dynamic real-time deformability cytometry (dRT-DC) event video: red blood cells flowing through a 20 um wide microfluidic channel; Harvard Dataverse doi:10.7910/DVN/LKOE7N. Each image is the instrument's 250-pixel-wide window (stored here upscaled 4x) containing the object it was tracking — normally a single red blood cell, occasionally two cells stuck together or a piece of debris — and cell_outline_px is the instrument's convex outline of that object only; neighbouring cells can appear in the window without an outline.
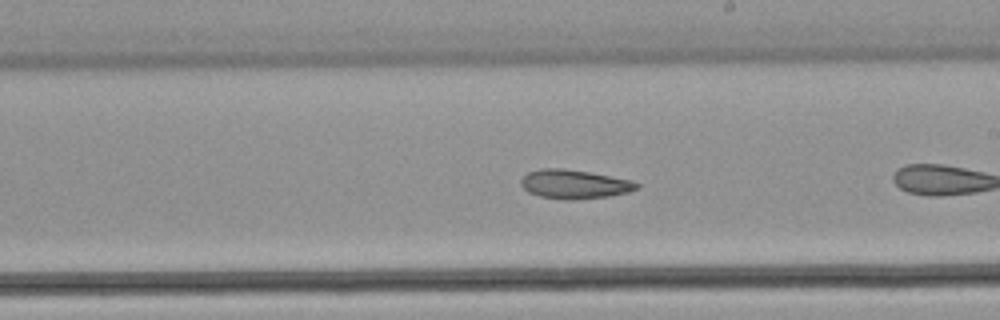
{"species": "common noctule bat (a hibernating species)", "species_latin": "Nyctalus noctula", "temperature_condition": "warm", "stored_images_in_passage": 26, "camera_frame_rate_fps": 3000, "um_per_image_px": 0.085, "animal": {"sex": "male", "body_mass_g": 21.5, "forearm_length_mm": 52.0}, "frame": {"image": 1, "passage_image": 15, "time_ms": 4.667, "image_size_px": [1000, 320], "cell_outline_px": [[640, 188], [628, 192], [608, 196], [572, 200], [564, 200], [540, 196], [528, 192], [520, 184], [520, 180], [528, 172], [540, 168], [564, 168], [588, 172], [632, 180], [640, 184]], "centroid_in_image_um": [48.82, 15.65], "position_along_channel_um": 240.2, "area_um2": 19.59}}